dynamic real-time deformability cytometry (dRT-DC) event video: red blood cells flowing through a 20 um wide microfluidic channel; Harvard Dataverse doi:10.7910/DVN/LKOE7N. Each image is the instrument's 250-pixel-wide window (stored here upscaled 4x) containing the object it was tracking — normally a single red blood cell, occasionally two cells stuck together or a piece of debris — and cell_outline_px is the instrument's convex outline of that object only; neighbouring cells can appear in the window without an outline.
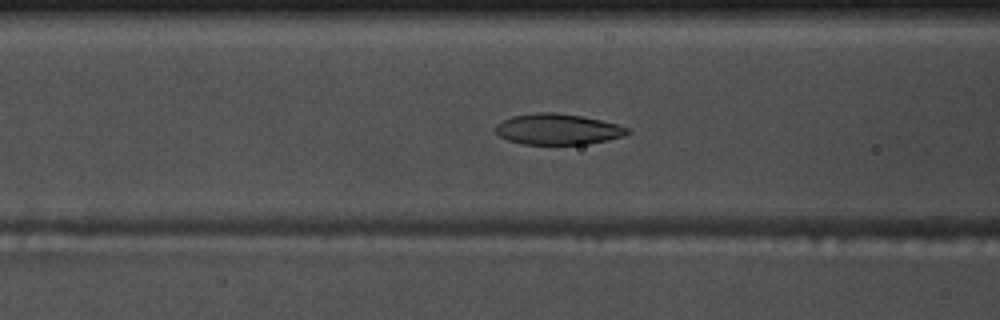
{"species": "common noctule bat (a hibernating species)", "species_latin": "Nyctalus noctula", "temperature_condition": "warm", "stored_images_in_passage": 54, "camera_frame_rate_fps": 3000, "um_per_image_px": 0.085, "animal": {"sex": "male", "body_mass_g": 17.5, "forearm_length_mm": 52.3}, "frame": {"image": 1, "passage_image": 21, "time_ms": 6.667, "image_size_px": [1000, 320], "cell_outline_px": [[632, 132], [624, 136], [608, 140], [588, 144], [520, 144], [508, 140], [500, 136], [496, 132], [496, 124], [512, 116], [536, 112], [556, 112], [580, 116], [620, 124], [628, 128]], "centroid_in_image_um": [47.44, 10.98], "position_along_channel_um": 119.2, "area_um2": 23.81}}
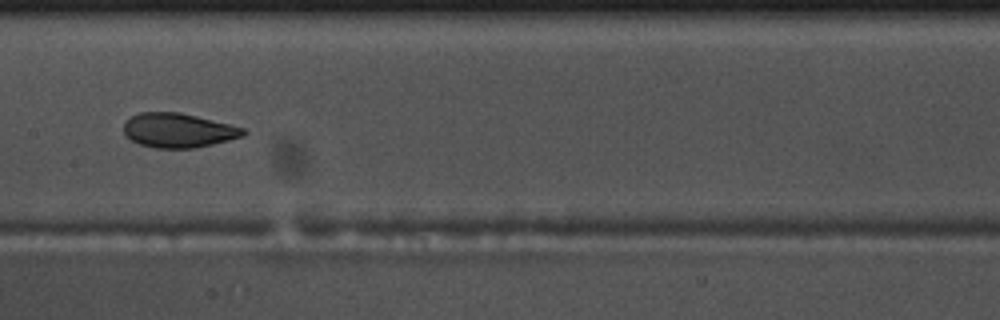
{"frame": {"image": 2, "passage_image": 27, "time_ms": 8.667, "image_size_px": [1000, 320], "cell_outline_px": [[248, 132], [244, 136], [196, 148], [152, 148], [140, 144], [132, 140], [124, 132], [124, 124], [132, 116], [140, 112], [180, 112], [244, 128]], "centroid_in_image_um": [15.17, 11.09], "position_along_channel_um": 192.2, "area_um2": 23.76}}
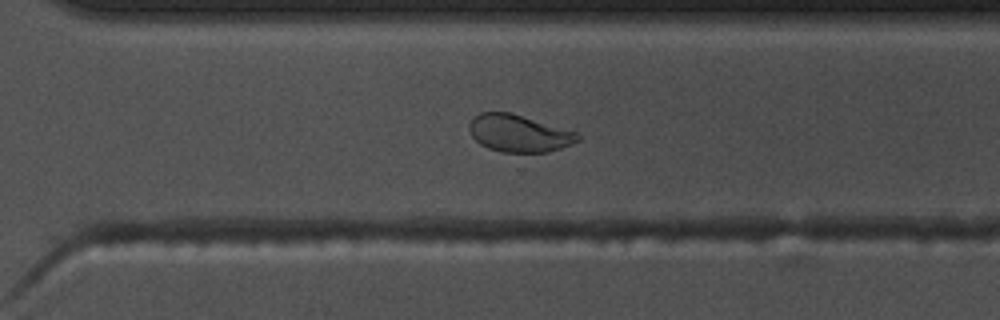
{"frame": {"image": 3, "passage_image": 38, "time_ms": 12.333, "image_size_px": [1000, 320], "cell_outline_px": [[580, 140], [572, 144], [548, 152], [500, 152], [488, 148], [480, 144], [472, 136], [468, 128], [468, 124], [480, 112], [512, 112], [580, 132]], "centroid_in_image_um": [44.15, 11.32], "position_along_channel_um": 326.5, "area_um2": 23.87}, "authors_computed_cell_mechanics": {"area_um2": 24.7673, "velocity_mm_per_s": 3.6671, "shape_relaxation_time_tau1_ms": 5.7783, "shape_relaxation_time_tau2_ms": 1.1743, "deformation_change_tau1": 0.1833, "deformation_change_tau2": 0.0602}}